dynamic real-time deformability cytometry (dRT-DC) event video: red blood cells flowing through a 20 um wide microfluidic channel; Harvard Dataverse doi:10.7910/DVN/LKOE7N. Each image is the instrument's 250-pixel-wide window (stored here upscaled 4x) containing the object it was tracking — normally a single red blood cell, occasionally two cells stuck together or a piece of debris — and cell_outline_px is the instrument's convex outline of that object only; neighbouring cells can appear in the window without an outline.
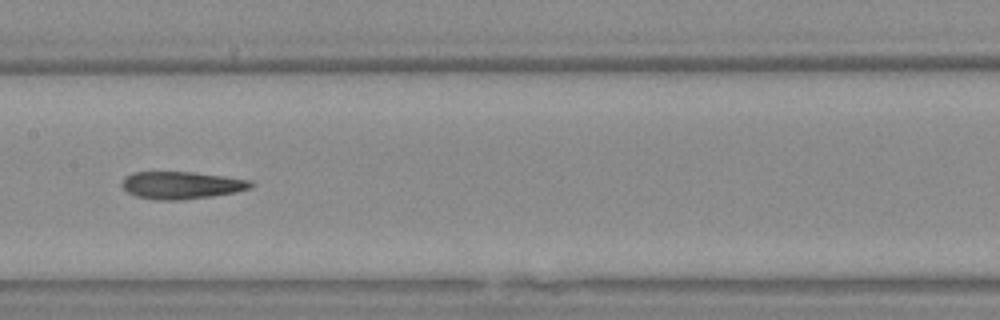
{"species": "Egyptian fruit bat (a non-hibernating species)", "species_latin": "Rousettus aegyptiacus", "temperature_condition": "warm", "stored_images_in_passage": 22, "camera_frame_rate_fps": 3000, "um_per_image_px": 0.085, "animal": {"sex": "female"}, "frame": {"image": 1, "passage_image": 12, "time_ms": 3.667, "image_size_px": [1000, 320], "cell_outline_px": [[256, 184], [252, 188], [236, 192], [208, 196], [176, 200], [160, 200], [136, 196], [128, 192], [120, 184], [124, 176], [132, 172], [192, 172], [224, 176], [252, 180]], "centroid_in_image_um": [15.44, 15.73], "position_along_channel_um": 192.0, "area_um2": 20.58}}